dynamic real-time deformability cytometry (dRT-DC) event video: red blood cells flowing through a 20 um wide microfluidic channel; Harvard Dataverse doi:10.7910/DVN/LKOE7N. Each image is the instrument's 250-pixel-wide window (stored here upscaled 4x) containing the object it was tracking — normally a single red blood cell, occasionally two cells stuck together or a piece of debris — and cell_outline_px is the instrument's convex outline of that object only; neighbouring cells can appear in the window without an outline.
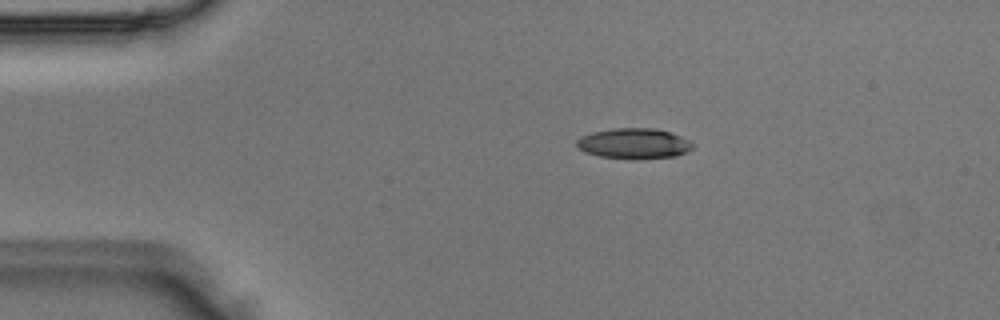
{"species": "Egyptian fruit bat (a non-hibernating species)", "species_latin": "Rousettus aegyptiacus", "temperature_condition": "room temperature", "stored_images_in_passage": 5, "camera_frame_rate_fps": 3000, "um_per_image_px": 0.085, "animal": {"sex": "male"}, "frame": {"image": 1, "passage_image": 5, "time_ms": 1.333, "image_size_px": [1000, 320], "cell_outline_px": [[692, 148], [688, 152], [676, 156], [632, 160], [600, 156], [584, 152], [576, 148], [576, 140], [580, 136], [592, 132], [612, 128], [656, 128], [680, 136], [688, 140], [692, 144]], "centroid_in_image_um": [53.84, 12.21], "position_along_channel_um": 31.2, "area_um2": 20.87}}